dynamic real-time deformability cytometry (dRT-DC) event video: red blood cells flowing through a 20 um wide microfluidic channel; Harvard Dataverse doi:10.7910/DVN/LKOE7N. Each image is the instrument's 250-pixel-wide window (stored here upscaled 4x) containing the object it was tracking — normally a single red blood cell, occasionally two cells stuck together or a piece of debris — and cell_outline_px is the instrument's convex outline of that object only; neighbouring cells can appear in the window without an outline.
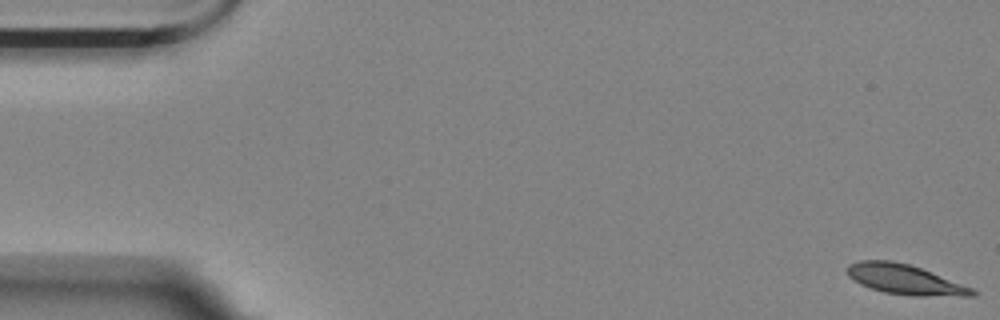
{"species": "Egyptian fruit bat (a non-hibernating species)", "species_latin": "Rousettus aegyptiacus", "temperature_condition": "room temperature", "stored_images_in_passage": 57, "camera_frame_rate_fps": 3000, "um_per_image_px": 0.085, "animal": {"sex": "female"}, "frame": {"image": 1, "passage_image": 1, "time_ms": 0.0, "image_size_px": [1000, 320], "cell_outline_px": [[980, 292], [976, 296], [912, 296], [884, 292], [860, 284], [852, 280], [848, 276], [848, 264], [860, 260], [892, 260], [908, 264], [920, 268], [972, 288]], "centroid_in_image_um": [76.92, 23.76], "position_along_channel_um": 8.1, "area_um2": 21.73}}
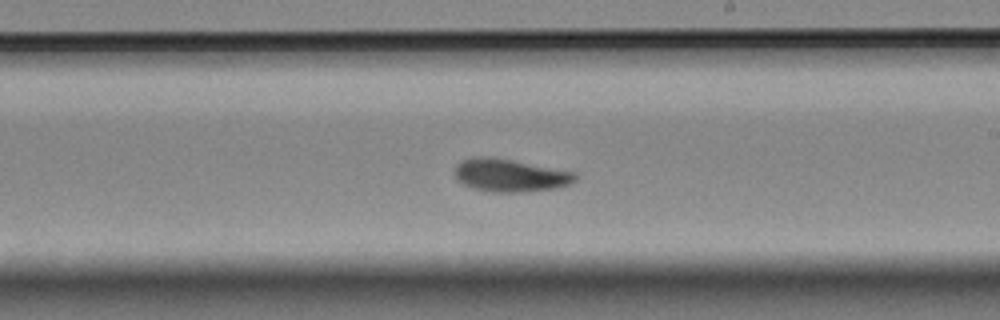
{"frame": {"image": 2, "passage_image": 33, "time_ms": 10.667, "image_size_px": [1000, 320], "cell_outline_px": [[576, 180], [568, 184], [556, 188], [516, 192], [492, 192], [472, 188], [456, 180], [456, 164], [464, 160], [476, 156], [480, 156], [512, 160], [576, 172]], "centroid_in_image_um": [43.35, 14.91], "position_along_channel_um": 245.7, "area_um2": 22.72}}
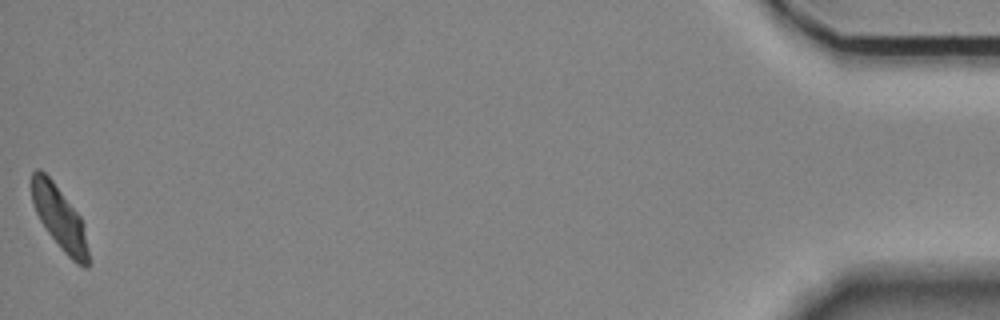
{"frame": {"image": 3, "passage_image": 57, "time_ms": 18.667, "image_size_px": [1000, 320], "cell_outline_px": [[92, 264], [88, 268], [84, 268], [76, 264], [60, 248], [48, 232], [40, 220], [36, 212], [32, 200], [32, 172], [36, 168], [40, 168], [52, 180], [80, 216], [84, 224]], "centroid_in_image_um": [5.12, 18.6], "position_along_channel_um": 430.1, "area_um2": 21.1}, "authors_computed_cell_mechanics": {"area_um2": 22.3108, "velocity_mm_per_s": 3.4909, "shape_relaxation_time_tau1_ms": 4.078, "shape_relaxation_time_tau2_ms": 2.3569, "deformation_change_tau1": 0.1508, "deformation_change_tau2": 0.067}}